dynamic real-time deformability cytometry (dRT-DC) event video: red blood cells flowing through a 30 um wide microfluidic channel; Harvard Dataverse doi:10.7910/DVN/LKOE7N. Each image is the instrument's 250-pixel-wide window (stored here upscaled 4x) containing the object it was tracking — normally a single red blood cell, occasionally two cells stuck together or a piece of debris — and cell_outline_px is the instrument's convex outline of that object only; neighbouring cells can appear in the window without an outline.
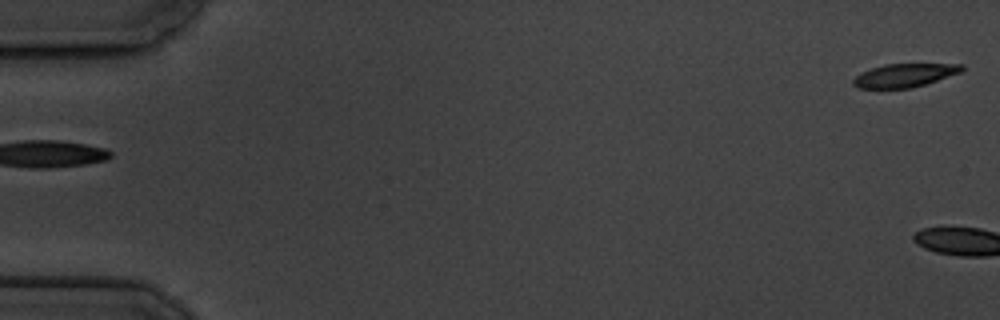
{"species": "common noctule bat (a hibernating species)", "species_latin": "Nyctalus noctula", "temperature_condition": "cold", "stored_images_in_passage": 4, "segment_of_instrument_passage": [2, 2], "camera_frame_rate_fps": 3000, "um_per_image_px": 0.085, "animal": {"sex": "male", "body_mass_g": 19.5, "forearm_length_mm": 54.6}, "frame": {"image": 1, "passage_image": 4, "time_ms": 3.333, "image_size_px": [1000, 320], "cell_outline_px": [[964, 68], [960, 72], [912, 88], [856, 88], [852, 84], [852, 80], [860, 72], [884, 64], [964, 64]], "centroid_in_image_um": [76.83, 6.4], "position_along_channel_um": 8.2, "area_um2": 14.68}}